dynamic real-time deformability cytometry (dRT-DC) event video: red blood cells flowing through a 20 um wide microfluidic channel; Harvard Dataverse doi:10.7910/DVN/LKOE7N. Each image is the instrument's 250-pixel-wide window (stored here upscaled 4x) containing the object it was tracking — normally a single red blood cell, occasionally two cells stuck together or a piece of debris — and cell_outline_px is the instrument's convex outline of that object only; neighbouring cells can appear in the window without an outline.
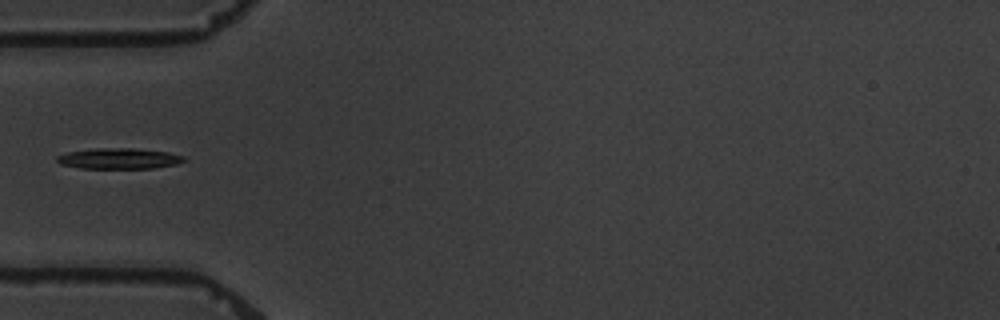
{"species": "common noctule bat (a hibernating species)", "species_latin": "Nyctalus noctula", "temperature_condition": "warm", "stored_images_in_passage": 6, "camera_frame_rate_fps": 3000, "um_per_image_px": 0.085, "animal": {"sex": "male", "body_mass_g": 19.5, "forearm_length_mm": 54.6}, "frame": {"image": 1, "passage_image": 5, "time_ms": 5.333, "image_size_px": [1000, 320], "cell_outline_px": [[184, 160], [176, 164], [152, 168], [80, 168], [60, 164], [56, 160], [56, 156], [68, 152], [96, 148], [132, 148], [168, 152], [184, 156]], "centroid_in_image_um": [10.08, 13.47], "position_along_channel_um": 74.9, "area_um2": 15.2}}
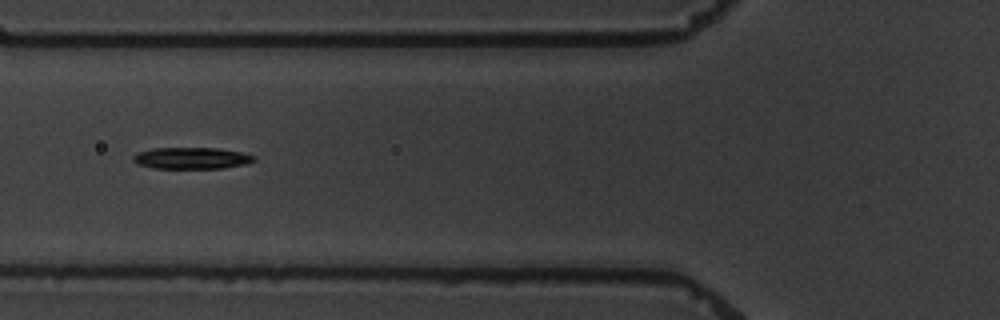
{"frame": {"image": 2, "passage_image": 6, "time_ms": 6.333, "image_size_px": [1000, 320], "cell_outline_px": [[256, 160], [244, 164], [220, 168], [152, 168], [136, 164], [132, 160], [132, 156], [136, 152], [152, 148], [216, 148], [240, 152], [256, 156]], "centroid_in_image_um": [16.21, 13.44], "position_along_channel_um": 109.6, "area_um2": 15.2}}